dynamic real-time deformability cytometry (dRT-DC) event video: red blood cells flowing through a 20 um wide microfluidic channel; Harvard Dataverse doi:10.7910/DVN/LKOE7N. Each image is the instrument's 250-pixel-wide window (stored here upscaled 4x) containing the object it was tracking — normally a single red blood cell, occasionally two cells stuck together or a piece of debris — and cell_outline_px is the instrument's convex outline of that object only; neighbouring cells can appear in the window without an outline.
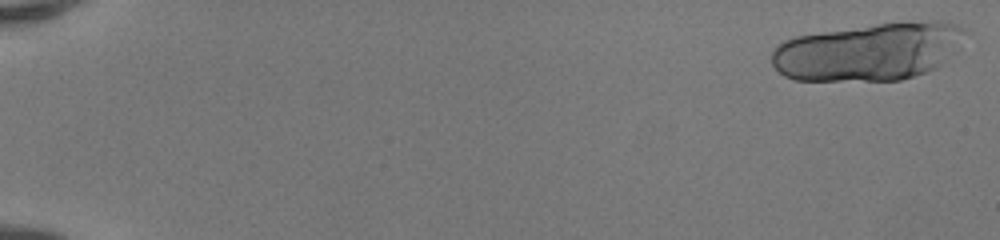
{"species": "human", "species_latin": "Homo sapiens", "temperature_condition": "room temperature", "stored_images_in_passage": 22, "segment_of_instrument_passage": [1, 2], "camera_frame_rate_fps": 3000, "um_per_image_px": 0.085, "donor": {"sex": "female"}, "frame": {"image": 1, "passage_image": 1, "time_ms": 0.0, "image_size_px": [1000, 240], "cell_outline_px": [[964, 28], [952, 52], [936, 68], [900, 80], [796, 80], [784, 76], [772, 64], [772, 52], [784, 40], [796, 36], [876, 24], [908, 20], [940, 20], [956, 24]], "centroid_in_image_um": [73.79, 4.38], "position_along_channel_um": 11.2, "area_um2": 64.22}}